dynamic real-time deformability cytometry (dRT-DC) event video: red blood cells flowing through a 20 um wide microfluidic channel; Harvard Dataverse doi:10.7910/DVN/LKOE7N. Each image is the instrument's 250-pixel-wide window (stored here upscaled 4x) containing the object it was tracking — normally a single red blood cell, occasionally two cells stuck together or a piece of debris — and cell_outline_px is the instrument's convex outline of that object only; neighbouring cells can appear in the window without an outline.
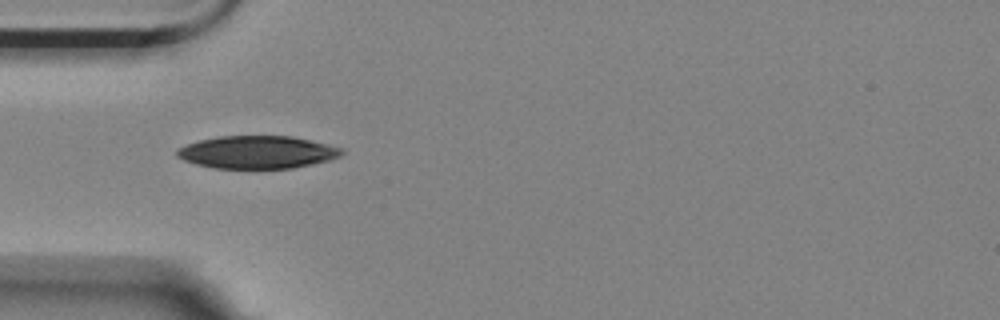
{"species": "Egyptian fruit bat (a non-hibernating species)", "species_latin": "Rousettus aegyptiacus", "temperature_condition": "room temperature", "stored_images_in_passage": 10, "camera_frame_rate_fps": 3000, "um_per_image_px": 0.085, "animal": {"sex": "female"}, "frame": {"image": 1, "passage_image": 1, "time_ms": 0.0, "image_size_px": [1000, 320], "cell_outline_px": [[344, 152], [340, 156], [332, 160], [292, 168], [216, 168], [196, 164], [184, 160], [176, 156], [176, 152], [180, 148], [188, 144], [200, 140], [220, 136], [292, 136], [328, 144], [340, 148]], "centroid_in_image_um": [21.9, 12.93], "position_along_channel_um": 63.1, "area_um2": 31.21}}
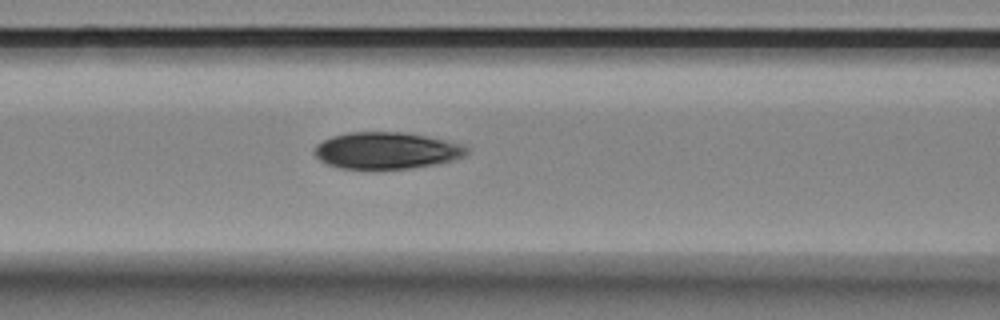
{"frame": {"image": 2, "passage_image": 7, "time_ms": 2.0, "image_size_px": [1000, 320], "cell_outline_px": [[468, 152], [464, 156], [452, 160], [436, 164], [408, 168], [340, 168], [328, 164], [320, 160], [312, 152], [312, 148], [316, 144], [332, 136], [352, 132], [404, 132], [464, 144], [468, 148]], "centroid_in_image_um": [32.83, 12.79], "position_along_channel_um": 133.8, "area_um2": 32.37}}
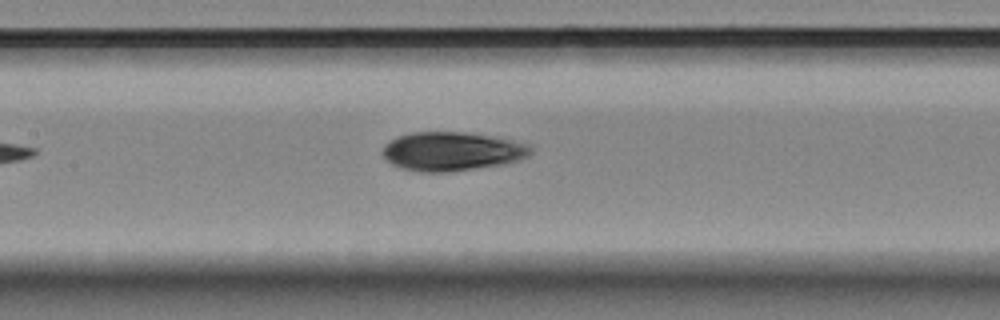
{"frame": {"image": 3, "passage_image": 10, "time_ms": 3.0, "image_size_px": [1000, 320], "cell_outline_px": [[532, 152], [528, 156], [516, 160], [500, 164], [448, 172], [420, 172], [400, 168], [392, 164], [380, 152], [384, 144], [400, 136], [412, 132], [464, 132], [512, 140], [528, 144], [532, 148]], "centroid_in_image_um": [38.36, 12.86], "position_along_channel_um": 169.0, "area_um2": 33.18}}